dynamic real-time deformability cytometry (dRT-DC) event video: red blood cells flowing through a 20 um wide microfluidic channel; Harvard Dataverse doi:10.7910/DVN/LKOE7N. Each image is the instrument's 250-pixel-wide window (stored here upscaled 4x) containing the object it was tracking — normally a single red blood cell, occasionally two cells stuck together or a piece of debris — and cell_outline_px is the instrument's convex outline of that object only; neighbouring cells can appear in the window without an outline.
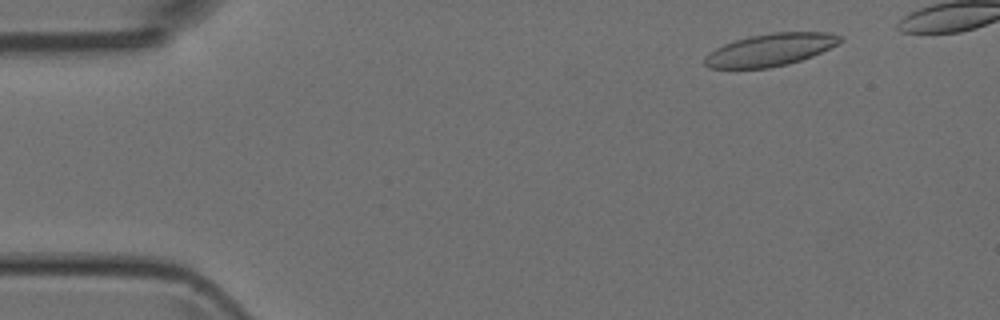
{"species": "Egyptian fruit bat (a non-hibernating species)", "species_latin": "Rousettus aegyptiacus", "temperature_condition": "room temperature", "stored_images_in_passage": 8, "camera_frame_rate_fps": 3000, "um_per_image_px": 0.085, "animal": {"sex": "female"}, "frame": {"image": 1, "passage_image": 2, "time_ms": 1.0, "image_size_px": [1000, 320], "cell_outline_px": [[844, 40], [812, 56], [788, 64], [768, 68], [708, 68], [704, 64], [704, 56], [708, 52], [724, 44], [748, 36], [776, 32], [828, 32], [844, 36]], "centroid_in_image_um": [65.47, 4.23], "position_along_channel_um": 19.5, "area_um2": 25.55}}
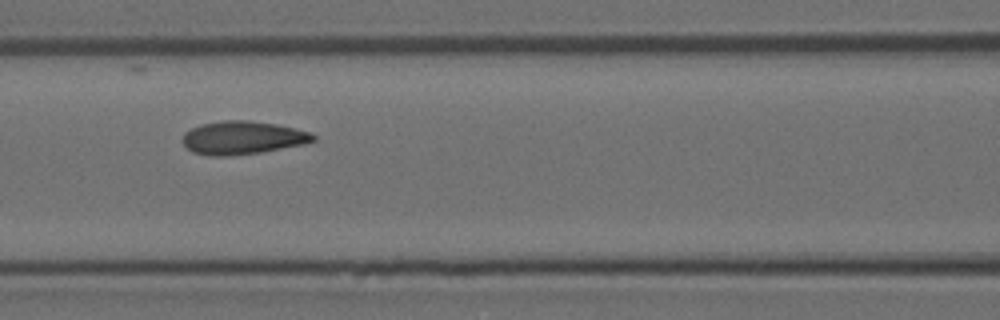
{"frame": {"image": 2, "passage_image": 6, "time_ms": 6.333, "image_size_px": [1000, 320], "cell_outline_px": [[316, 140], [304, 144], [260, 152], [224, 156], [216, 156], [192, 152], [184, 144], [184, 132], [200, 124], [224, 120], [248, 120], [276, 124], [312, 132], [316, 136]], "centroid_in_image_um": [20.65, 11.69], "position_along_channel_um": 146.0, "area_um2": 25.09}}
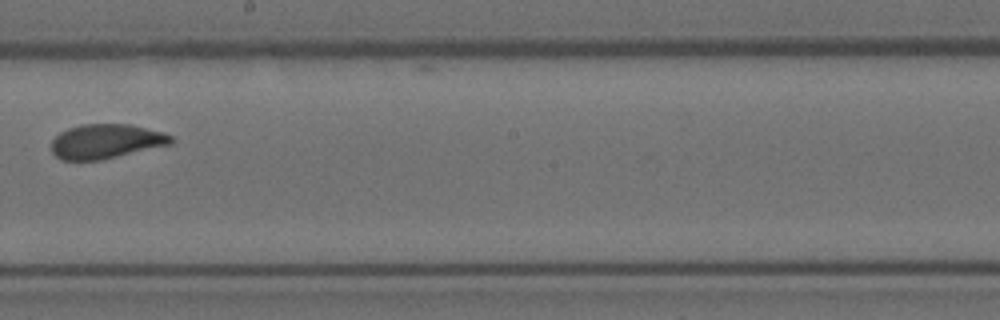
{"frame": {"image": 3, "passage_image": 8, "time_ms": 8.667, "image_size_px": [1000, 320], "cell_outline_px": [[176, 140], [172, 144], [100, 160], [64, 160], [56, 156], [52, 152], [52, 140], [60, 132], [68, 128], [80, 124], [132, 124], [164, 132], [172, 136]], "centroid_in_image_um": [9.05, 12.0], "position_along_channel_um": 239.2, "area_um2": 24.16}}